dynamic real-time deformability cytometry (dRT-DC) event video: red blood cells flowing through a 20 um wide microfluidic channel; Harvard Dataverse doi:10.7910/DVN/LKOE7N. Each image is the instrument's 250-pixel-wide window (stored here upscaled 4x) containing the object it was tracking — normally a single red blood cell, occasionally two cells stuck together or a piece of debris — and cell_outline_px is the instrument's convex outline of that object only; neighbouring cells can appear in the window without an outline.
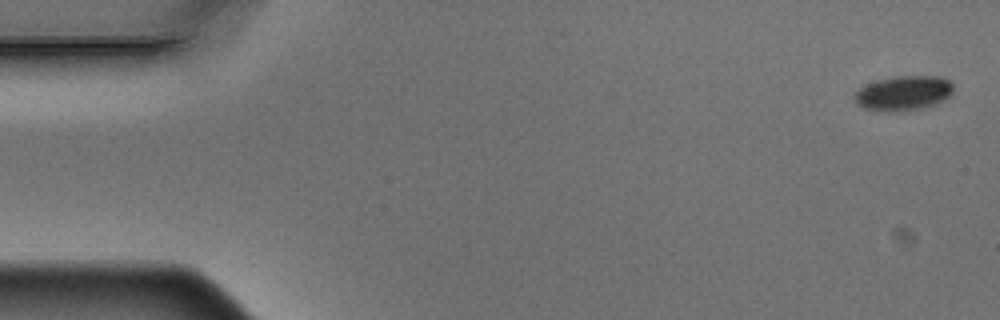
{"species": "Egyptian fruit bat (a non-hibernating species)", "species_latin": "Rousettus aegyptiacus", "temperature_condition": "warm", "stored_images_in_passage": 6, "camera_frame_rate_fps": 3000, "um_per_image_px": 0.085, "animal": {"sex": "male"}, "frame": {"image": 1, "passage_image": 1, "time_ms": 0.0, "image_size_px": [1000, 320], "cell_outline_px": [[952, 92], [944, 100], [936, 104], [924, 108], [896, 112], [880, 112], [864, 108], [856, 104], [852, 96], [852, 92], [864, 84], [876, 80], [896, 76], [940, 76], [948, 80], [952, 84]], "centroid_in_image_um": [76.71, 7.93], "position_along_channel_um": 8.3, "area_um2": 20.52}}
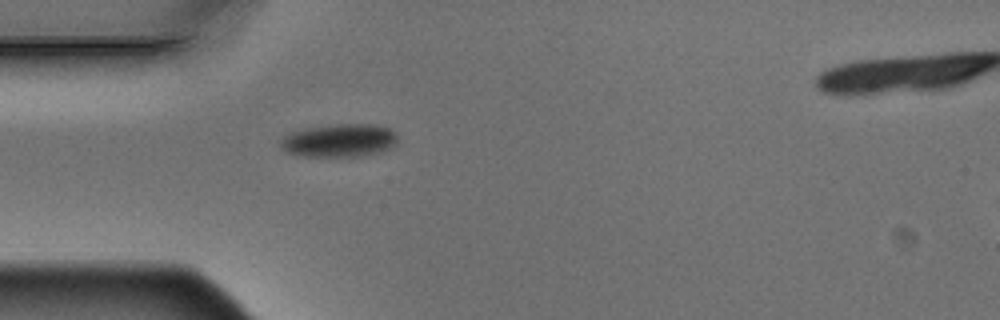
{"frame": {"image": 2, "passage_image": 5, "time_ms": 1.333, "image_size_px": [1000, 320], "cell_outline_px": [[396, 144], [392, 148], [380, 152], [356, 156], [304, 156], [288, 152], [280, 144], [280, 140], [284, 136], [292, 132], [308, 128], [336, 124], [372, 124], [388, 128], [396, 132]], "centroid_in_image_um": [28.88, 11.93], "position_along_channel_um": 56.1, "area_um2": 22.31}}